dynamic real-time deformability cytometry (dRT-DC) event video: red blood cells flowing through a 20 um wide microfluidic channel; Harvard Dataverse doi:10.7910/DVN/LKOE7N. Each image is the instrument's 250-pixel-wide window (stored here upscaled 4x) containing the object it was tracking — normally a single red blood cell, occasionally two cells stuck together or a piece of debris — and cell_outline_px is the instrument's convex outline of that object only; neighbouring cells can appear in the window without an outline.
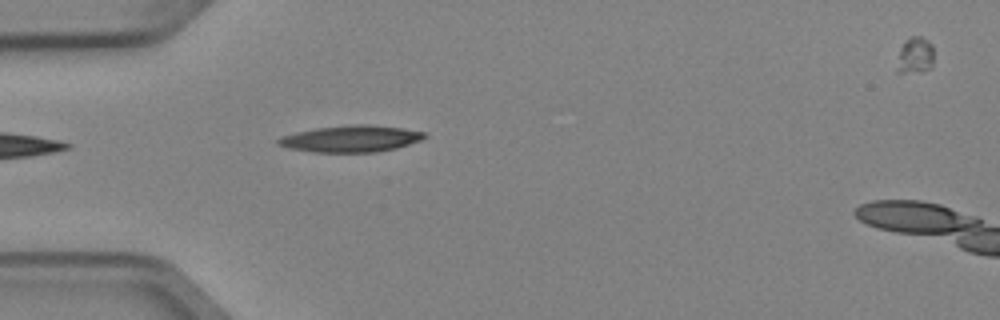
{"species": "Egyptian fruit bat (a non-hibernating species)", "species_latin": "Rousettus aegyptiacus", "temperature_condition": "cold", "stored_images_in_passage": 5, "camera_frame_rate_fps": 3000, "um_per_image_px": 0.085, "animal": {"sex": "female"}, "frame": {"image": 1, "passage_image": 1, "time_ms": 0.0, "image_size_px": [1000, 320], "cell_outline_px": [[428, 136], [420, 140], [396, 148], [376, 152], [312, 152], [288, 148], [276, 144], [276, 140], [280, 136], [296, 132], [316, 128], [352, 124], [368, 124], [404, 128], [424, 132]], "centroid_in_image_um": [29.8, 11.79], "position_along_channel_um": 55.2, "area_um2": 22.77}}